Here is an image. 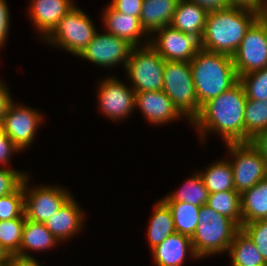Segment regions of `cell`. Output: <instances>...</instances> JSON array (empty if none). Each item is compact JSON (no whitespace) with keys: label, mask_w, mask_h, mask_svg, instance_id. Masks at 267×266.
Segmentation results:
<instances>
[{"label":"cell","mask_w":267,"mask_h":266,"mask_svg":"<svg viewBox=\"0 0 267 266\" xmlns=\"http://www.w3.org/2000/svg\"><path fill=\"white\" fill-rule=\"evenodd\" d=\"M235 191L242 194L267 177V163L250 143H227Z\"/></svg>","instance_id":"obj_8"},{"label":"cell","mask_w":267,"mask_h":266,"mask_svg":"<svg viewBox=\"0 0 267 266\" xmlns=\"http://www.w3.org/2000/svg\"><path fill=\"white\" fill-rule=\"evenodd\" d=\"M27 180L28 176L23 181L26 219L45 223L72 196L65 188L55 186H37L29 191Z\"/></svg>","instance_id":"obj_10"},{"label":"cell","mask_w":267,"mask_h":266,"mask_svg":"<svg viewBox=\"0 0 267 266\" xmlns=\"http://www.w3.org/2000/svg\"><path fill=\"white\" fill-rule=\"evenodd\" d=\"M158 36L150 38V45L165 61L190 62L201 49L200 42L171 25L156 30Z\"/></svg>","instance_id":"obj_13"},{"label":"cell","mask_w":267,"mask_h":266,"mask_svg":"<svg viewBox=\"0 0 267 266\" xmlns=\"http://www.w3.org/2000/svg\"><path fill=\"white\" fill-rule=\"evenodd\" d=\"M72 0H32L30 19L45 39L57 27L59 21L75 6Z\"/></svg>","instance_id":"obj_16"},{"label":"cell","mask_w":267,"mask_h":266,"mask_svg":"<svg viewBox=\"0 0 267 266\" xmlns=\"http://www.w3.org/2000/svg\"><path fill=\"white\" fill-rule=\"evenodd\" d=\"M9 8L5 0H0V47L4 46L10 25Z\"/></svg>","instance_id":"obj_38"},{"label":"cell","mask_w":267,"mask_h":266,"mask_svg":"<svg viewBox=\"0 0 267 266\" xmlns=\"http://www.w3.org/2000/svg\"><path fill=\"white\" fill-rule=\"evenodd\" d=\"M7 266H41L40 263L31 256L10 255Z\"/></svg>","instance_id":"obj_41"},{"label":"cell","mask_w":267,"mask_h":266,"mask_svg":"<svg viewBox=\"0 0 267 266\" xmlns=\"http://www.w3.org/2000/svg\"><path fill=\"white\" fill-rule=\"evenodd\" d=\"M135 106L139 107L149 122L156 125H164L184 116L163 90L136 92Z\"/></svg>","instance_id":"obj_15"},{"label":"cell","mask_w":267,"mask_h":266,"mask_svg":"<svg viewBox=\"0 0 267 266\" xmlns=\"http://www.w3.org/2000/svg\"><path fill=\"white\" fill-rule=\"evenodd\" d=\"M165 203L171 209L175 231L191 238L199 223L200 206H194L186 202Z\"/></svg>","instance_id":"obj_30"},{"label":"cell","mask_w":267,"mask_h":266,"mask_svg":"<svg viewBox=\"0 0 267 266\" xmlns=\"http://www.w3.org/2000/svg\"><path fill=\"white\" fill-rule=\"evenodd\" d=\"M21 152L0 126V164L7 165L12 152Z\"/></svg>","instance_id":"obj_37"},{"label":"cell","mask_w":267,"mask_h":266,"mask_svg":"<svg viewBox=\"0 0 267 266\" xmlns=\"http://www.w3.org/2000/svg\"><path fill=\"white\" fill-rule=\"evenodd\" d=\"M192 3H196L207 12L225 9L231 6L229 0H186Z\"/></svg>","instance_id":"obj_39"},{"label":"cell","mask_w":267,"mask_h":266,"mask_svg":"<svg viewBox=\"0 0 267 266\" xmlns=\"http://www.w3.org/2000/svg\"><path fill=\"white\" fill-rule=\"evenodd\" d=\"M199 223L191 237L197 258L228 251L240 227L230 218L217 213L209 206L202 205Z\"/></svg>","instance_id":"obj_4"},{"label":"cell","mask_w":267,"mask_h":266,"mask_svg":"<svg viewBox=\"0 0 267 266\" xmlns=\"http://www.w3.org/2000/svg\"><path fill=\"white\" fill-rule=\"evenodd\" d=\"M143 0H112L110 5L118 12L140 19Z\"/></svg>","instance_id":"obj_36"},{"label":"cell","mask_w":267,"mask_h":266,"mask_svg":"<svg viewBox=\"0 0 267 266\" xmlns=\"http://www.w3.org/2000/svg\"><path fill=\"white\" fill-rule=\"evenodd\" d=\"M231 6L246 8L259 12L264 0H229Z\"/></svg>","instance_id":"obj_43"},{"label":"cell","mask_w":267,"mask_h":266,"mask_svg":"<svg viewBox=\"0 0 267 266\" xmlns=\"http://www.w3.org/2000/svg\"><path fill=\"white\" fill-rule=\"evenodd\" d=\"M151 251L157 266H181L188 252L191 257L198 259L191 238L177 232L171 234Z\"/></svg>","instance_id":"obj_18"},{"label":"cell","mask_w":267,"mask_h":266,"mask_svg":"<svg viewBox=\"0 0 267 266\" xmlns=\"http://www.w3.org/2000/svg\"><path fill=\"white\" fill-rule=\"evenodd\" d=\"M27 175L11 168L0 169V197L14 193Z\"/></svg>","instance_id":"obj_35"},{"label":"cell","mask_w":267,"mask_h":266,"mask_svg":"<svg viewBox=\"0 0 267 266\" xmlns=\"http://www.w3.org/2000/svg\"><path fill=\"white\" fill-rule=\"evenodd\" d=\"M199 105L229 90L238 81L231 56L200 49L190 61Z\"/></svg>","instance_id":"obj_3"},{"label":"cell","mask_w":267,"mask_h":266,"mask_svg":"<svg viewBox=\"0 0 267 266\" xmlns=\"http://www.w3.org/2000/svg\"><path fill=\"white\" fill-rule=\"evenodd\" d=\"M200 173L209 193L235 190L233 171L229 161L221 160Z\"/></svg>","instance_id":"obj_29"},{"label":"cell","mask_w":267,"mask_h":266,"mask_svg":"<svg viewBox=\"0 0 267 266\" xmlns=\"http://www.w3.org/2000/svg\"><path fill=\"white\" fill-rule=\"evenodd\" d=\"M258 18L264 22L265 24H267V0H264V3L260 9V11L258 12Z\"/></svg>","instance_id":"obj_44"},{"label":"cell","mask_w":267,"mask_h":266,"mask_svg":"<svg viewBox=\"0 0 267 266\" xmlns=\"http://www.w3.org/2000/svg\"><path fill=\"white\" fill-rule=\"evenodd\" d=\"M133 45L127 40L113 34L95 33L93 39L78 57L84 58L97 65L111 67L123 63L126 66Z\"/></svg>","instance_id":"obj_11"},{"label":"cell","mask_w":267,"mask_h":266,"mask_svg":"<svg viewBox=\"0 0 267 266\" xmlns=\"http://www.w3.org/2000/svg\"><path fill=\"white\" fill-rule=\"evenodd\" d=\"M179 0H143L140 23L147 34L170 25Z\"/></svg>","instance_id":"obj_21"},{"label":"cell","mask_w":267,"mask_h":266,"mask_svg":"<svg viewBox=\"0 0 267 266\" xmlns=\"http://www.w3.org/2000/svg\"><path fill=\"white\" fill-rule=\"evenodd\" d=\"M42 115L27 106H17L13 101L3 116L1 128L5 134L22 151L32 144Z\"/></svg>","instance_id":"obj_12"},{"label":"cell","mask_w":267,"mask_h":266,"mask_svg":"<svg viewBox=\"0 0 267 266\" xmlns=\"http://www.w3.org/2000/svg\"><path fill=\"white\" fill-rule=\"evenodd\" d=\"M207 13L204 8L196 3L179 0L170 25L201 42Z\"/></svg>","instance_id":"obj_19"},{"label":"cell","mask_w":267,"mask_h":266,"mask_svg":"<svg viewBox=\"0 0 267 266\" xmlns=\"http://www.w3.org/2000/svg\"><path fill=\"white\" fill-rule=\"evenodd\" d=\"M84 212L79 208L73 196L44 224L59 240L69 239L83 227Z\"/></svg>","instance_id":"obj_17"},{"label":"cell","mask_w":267,"mask_h":266,"mask_svg":"<svg viewBox=\"0 0 267 266\" xmlns=\"http://www.w3.org/2000/svg\"><path fill=\"white\" fill-rule=\"evenodd\" d=\"M96 32L99 31L96 30L91 18L74 6L44 41L79 56Z\"/></svg>","instance_id":"obj_7"},{"label":"cell","mask_w":267,"mask_h":266,"mask_svg":"<svg viewBox=\"0 0 267 266\" xmlns=\"http://www.w3.org/2000/svg\"><path fill=\"white\" fill-rule=\"evenodd\" d=\"M98 91L99 109L109 119L118 121L131 114L135 106L136 92L116 78L107 77L100 82Z\"/></svg>","instance_id":"obj_14"},{"label":"cell","mask_w":267,"mask_h":266,"mask_svg":"<svg viewBox=\"0 0 267 266\" xmlns=\"http://www.w3.org/2000/svg\"><path fill=\"white\" fill-rule=\"evenodd\" d=\"M258 12L229 6L207 13L201 49L233 56Z\"/></svg>","instance_id":"obj_2"},{"label":"cell","mask_w":267,"mask_h":266,"mask_svg":"<svg viewBox=\"0 0 267 266\" xmlns=\"http://www.w3.org/2000/svg\"><path fill=\"white\" fill-rule=\"evenodd\" d=\"M24 214L23 184L14 192L0 197V221L19 218Z\"/></svg>","instance_id":"obj_33"},{"label":"cell","mask_w":267,"mask_h":266,"mask_svg":"<svg viewBox=\"0 0 267 266\" xmlns=\"http://www.w3.org/2000/svg\"><path fill=\"white\" fill-rule=\"evenodd\" d=\"M242 225L267 219V177L241 194Z\"/></svg>","instance_id":"obj_22"},{"label":"cell","mask_w":267,"mask_h":266,"mask_svg":"<svg viewBox=\"0 0 267 266\" xmlns=\"http://www.w3.org/2000/svg\"><path fill=\"white\" fill-rule=\"evenodd\" d=\"M103 14L107 33L127 40L134 47H138L141 43L140 37L147 34L138 17L118 12L110 4Z\"/></svg>","instance_id":"obj_20"},{"label":"cell","mask_w":267,"mask_h":266,"mask_svg":"<svg viewBox=\"0 0 267 266\" xmlns=\"http://www.w3.org/2000/svg\"><path fill=\"white\" fill-rule=\"evenodd\" d=\"M143 46L133 47L124 67L131 86L135 92L162 90L165 60L150 45L149 39Z\"/></svg>","instance_id":"obj_6"},{"label":"cell","mask_w":267,"mask_h":266,"mask_svg":"<svg viewBox=\"0 0 267 266\" xmlns=\"http://www.w3.org/2000/svg\"><path fill=\"white\" fill-rule=\"evenodd\" d=\"M175 232L171 209L160 199L154 207L148 227V240L151 250Z\"/></svg>","instance_id":"obj_24"},{"label":"cell","mask_w":267,"mask_h":266,"mask_svg":"<svg viewBox=\"0 0 267 266\" xmlns=\"http://www.w3.org/2000/svg\"><path fill=\"white\" fill-rule=\"evenodd\" d=\"M162 90L189 122L199 114V105L190 62L165 61Z\"/></svg>","instance_id":"obj_5"},{"label":"cell","mask_w":267,"mask_h":266,"mask_svg":"<svg viewBox=\"0 0 267 266\" xmlns=\"http://www.w3.org/2000/svg\"><path fill=\"white\" fill-rule=\"evenodd\" d=\"M232 266H267L251 239L240 229L229 246Z\"/></svg>","instance_id":"obj_25"},{"label":"cell","mask_w":267,"mask_h":266,"mask_svg":"<svg viewBox=\"0 0 267 266\" xmlns=\"http://www.w3.org/2000/svg\"><path fill=\"white\" fill-rule=\"evenodd\" d=\"M232 59L238 78L267 67V24L258 18L247 30Z\"/></svg>","instance_id":"obj_9"},{"label":"cell","mask_w":267,"mask_h":266,"mask_svg":"<svg viewBox=\"0 0 267 266\" xmlns=\"http://www.w3.org/2000/svg\"><path fill=\"white\" fill-rule=\"evenodd\" d=\"M267 130V100L247 99L244 116V143Z\"/></svg>","instance_id":"obj_26"},{"label":"cell","mask_w":267,"mask_h":266,"mask_svg":"<svg viewBox=\"0 0 267 266\" xmlns=\"http://www.w3.org/2000/svg\"><path fill=\"white\" fill-rule=\"evenodd\" d=\"M207 206L242 226L241 194L235 190L209 193Z\"/></svg>","instance_id":"obj_28"},{"label":"cell","mask_w":267,"mask_h":266,"mask_svg":"<svg viewBox=\"0 0 267 266\" xmlns=\"http://www.w3.org/2000/svg\"><path fill=\"white\" fill-rule=\"evenodd\" d=\"M12 101L13 100L10 96L8 88L2 81H0V126L3 116L6 114L7 109Z\"/></svg>","instance_id":"obj_40"},{"label":"cell","mask_w":267,"mask_h":266,"mask_svg":"<svg viewBox=\"0 0 267 266\" xmlns=\"http://www.w3.org/2000/svg\"><path fill=\"white\" fill-rule=\"evenodd\" d=\"M246 101L244 87L238 81L229 90L204 103L191 124L199 129L202 140L209 131L219 133L226 144L244 143Z\"/></svg>","instance_id":"obj_1"},{"label":"cell","mask_w":267,"mask_h":266,"mask_svg":"<svg viewBox=\"0 0 267 266\" xmlns=\"http://www.w3.org/2000/svg\"><path fill=\"white\" fill-rule=\"evenodd\" d=\"M250 143L260 152L267 163V130L259 133Z\"/></svg>","instance_id":"obj_42"},{"label":"cell","mask_w":267,"mask_h":266,"mask_svg":"<svg viewBox=\"0 0 267 266\" xmlns=\"http://www.w3.org/2000/svg\"><path fill=\"white\" fill-rule=\"evenodd\" d=\"M57 242H59V240L47 229L44 223L26 219L21 245L17 254L31 256L25 251L29 249L33 251H43L52 248Z\"/></svg>","instance_id":"obj_23"},{"label":"cell","mask_w":267,"mask_h":266,"mask_svg":"<svg viewBox=\"0 0 267 266\" xmlns=\"http://www.w3.org/2000/svg\"><path fill=\"white\" fill-rule=\"evenodd\" d=\"M247 99L267 100V67L239 77Z\"/></svg>","instance_id":"obj_32"},{"label":"cell","mask_w":267,"mask_h":266,"mask_svg":"<svg viewBox=\"0 0 267 266\" xmlns=\"http://www.w3.org/2000/svg\"><path fill=\"white\" fill-rule=\"evenodd\" d=\"M240 229L251 239L267 263V219L243 224Z\"/></svg>","instance_id":"obj_34"},{"label":"cell","mask_w":267,"mask_h":266,"mask_svg":"<svg viewBox=\"0 0 267 266\" xmlns=\"http://www.w3.org/2000/svg\"><path fill=\"white\" fill-rule=\"evenodd\" d=\"M9 260V255L0 245V266H7Z\"/></svg>","instance_id":"obj_45"},{"label":"cell","mask_w":267,"mask_h":266,"mask_svg":"<svg viewBox=\"0 0 267 266\" xmlns=\"http://www.w3.org/2000/svg\"><path fill=\"white\" fill-rule=\"evenodd\" d=\"M25 220L23 214L19 218L0 221V245L9 256L19 252Z\"/></svg>","instance_id":"obj_31"},{"label":"cell","mask_w":267,"mask_h":266,"mask_svg":"<svg viewBox=\"0 0 267 266\" xmlns=\"http://www.w3.org/2000/svg\"><path fill=\"white\" fill-rule=\"evenodd\" d=\"M209 192L205 186L202 176L196 173L193 177L186 180L182 189L177 190L171 195L162 198L164 202H186L194 206L207 204Z\"/></svg>","instance_id":"obj_27"}]
</instances>
